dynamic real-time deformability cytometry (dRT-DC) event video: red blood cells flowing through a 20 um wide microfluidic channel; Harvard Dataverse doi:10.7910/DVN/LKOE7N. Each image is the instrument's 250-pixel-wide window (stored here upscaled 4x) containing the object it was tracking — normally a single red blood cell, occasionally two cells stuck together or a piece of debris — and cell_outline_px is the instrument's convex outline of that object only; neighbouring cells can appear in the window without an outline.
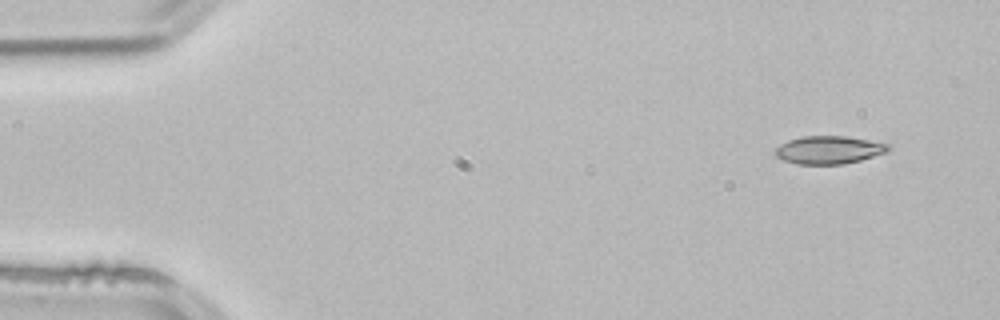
{"species": "common noctule bat (a hibernating species)", "species_latin": "Nyctalus noctula", "temperature_condition": "room temperature", "stored_images_in_passage": 4, "camera_frame_rate_fps": 3000, "um_per_image_px": 0.085, "animal": {"sex": "male", "body_mass_g": 21.5, "forearm_length_mm": 52.0}, "frame": {"image": 1, "passage_image": 1, "time_ms": 0.0, "image_size_px": [1000, 320], "cell_outline_px": [[892, 148], [888, 152], [860, 160], [844, 164], [796, 164], [784, 160], [776, 156], [776, 148], [780, 144], [788, 140], [804, 136], [848, 136], [892, 144]], "centroid_in_image_um": [70.52, 12.73], "position_along_channel_um": 14.5, "area_um2": 18.55}}
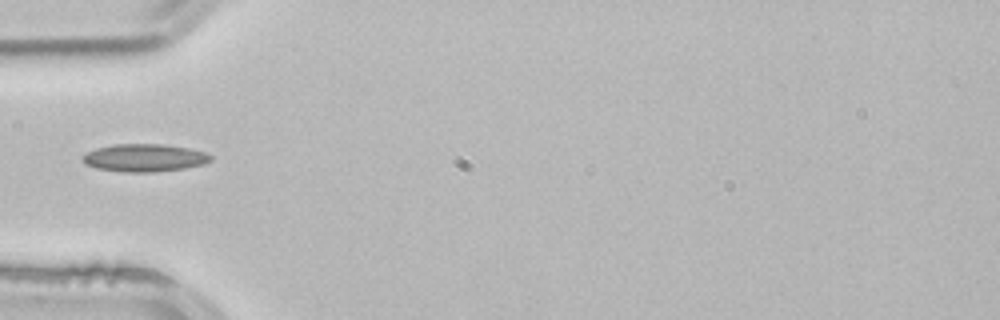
{"frame": {"image": 2, "passage_image": 4, "time_ms": 1.0, "image_size_px": [1000, 320], "cell_outline_px": [[212, 160], [200, 164], [184, 168], [152, 172], [128, 172], [96, 168], [84, 164], [84, 156], [88, 152], [96, 148], [116, 144], [164, 144], [188, 148], [204, 152], [212, 156]], "centroid_in_image_um": [12.27, 13.41], "position_along_channel_um": 72.7, "area_um2": 20.35}}